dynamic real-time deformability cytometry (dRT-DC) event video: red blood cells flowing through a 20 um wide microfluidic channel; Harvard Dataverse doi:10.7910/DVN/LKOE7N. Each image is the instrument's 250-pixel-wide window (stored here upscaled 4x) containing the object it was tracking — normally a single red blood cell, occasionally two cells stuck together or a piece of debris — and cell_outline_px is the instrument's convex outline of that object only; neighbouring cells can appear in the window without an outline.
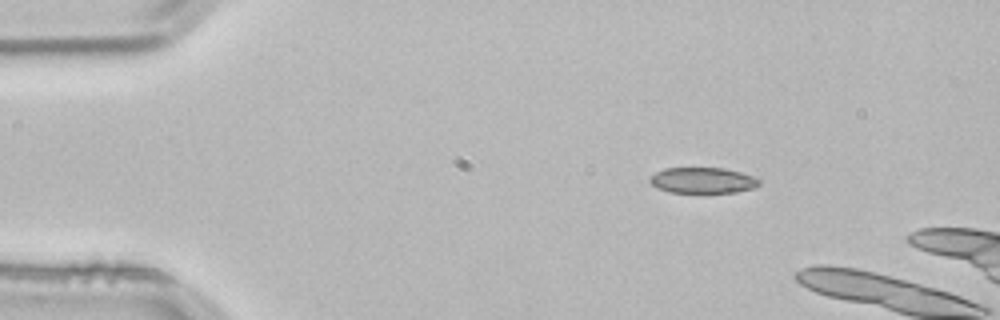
{"species": "common noctule bat (a hibernating species)", "species_latin": "Nyctalus noctula", "temperature_condition": "room temperature", "stored_images_in_passage": 2, "camera_frame_rate_fps": 3000, "um_per_image_px": 0.085, "animal": {"sex": "male", "body_mass_g": 21.5, "forearm_length_mm": 52.0}, "frame": {"image": 1, "passage_image": 1, "time_ms": 0.0, "image_size_px": [1000, 320], "cell_outline_px": [[760, 184], [756, 188], [736, 192], [668, 192], [656, 188], [648, 180], [656, 172], [664, 168], [724, 168], [740, 172], [752, 176], [760, 180]], "centroid_in_image_um": [59.73, 15.33], "position_along_channel_um": 25.3, "area_um2": 16.42}}